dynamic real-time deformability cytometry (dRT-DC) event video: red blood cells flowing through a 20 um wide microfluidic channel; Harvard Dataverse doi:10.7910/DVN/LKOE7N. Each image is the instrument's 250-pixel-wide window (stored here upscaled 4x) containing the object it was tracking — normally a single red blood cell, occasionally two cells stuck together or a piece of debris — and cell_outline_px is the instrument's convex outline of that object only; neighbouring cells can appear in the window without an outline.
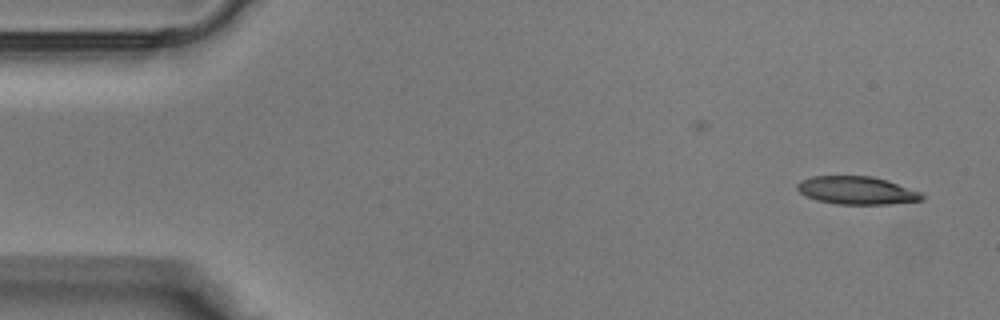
{"species": "Egyptian fruit bat (a non-hibernating species)", "species_latin": "Rousettus aegyptiacus", "temperature_condition": "warm", "stored_images_in_passage": 37, "camera_frame_rate_fps": 3000, "um_per_image_px": 0.085, "animal": {"sex": "male"}, "frame": {"image": 1, "passage_image": 1, "time_ms": 0.0, "image_size_px": [1000, 320], "cell_outline_px": [[924, 200], [888, 204], [836, 204], [816, 200], [804, 196], [796, 188], [796, 184], [800, 180], [812, 176], [872, 176], [888, 180], [920, 192], [924, 196]], "centroid_in_image_um": [72.79, 16.18], "position_along_channel_um": 12.2, "area_um2": 20.46}}
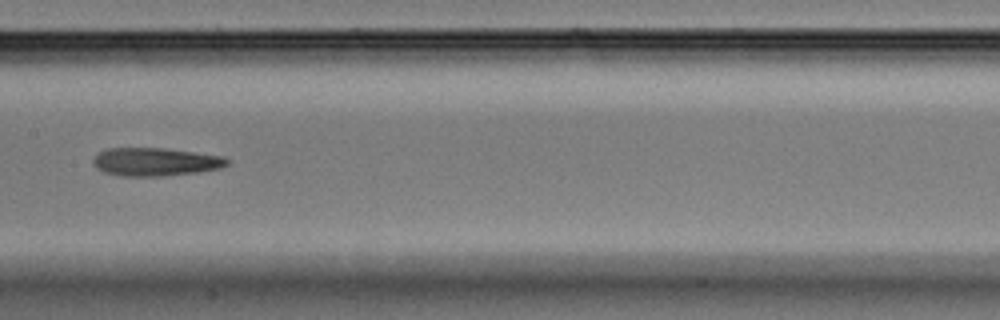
{"frame": {"image": 2, "passage_image": 18, "time_ms": 5.667, "image_size_px": [1000, 320], "cell_outline_px": [[232, 160], [228, 164], [220, 168], [200, 172], [164, 176], [120, 176], [104, 172], [96, 168], [92, 164], [92, 160], [96, 152], [108, 148], [164, 148], [224, 156]], "centroid_in_image_um": [13.2, 13.75], "position_along_channel_um": 194.2, "area_um2": 22.37}}
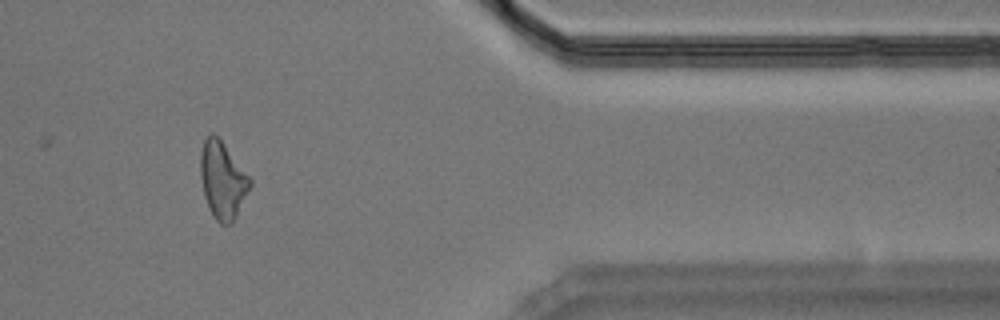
{"frame": {"image": 3, "passage_image": 31, "time_ms": 10.0, "image_size_px": [1000, 320], "cell_outline_px": [[252, 184], [232, 224], [220, 224], [212, 216], [208, 208], [204, 196], [200, 176], [200, 152], [204, 140], [212, 132], [224, 144], [252, 180]], "centroid_in_image_um": [18.9, 15.34], "position_along_channel_um": 392.5, "area_um2": 22.14}}